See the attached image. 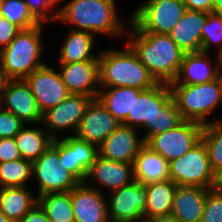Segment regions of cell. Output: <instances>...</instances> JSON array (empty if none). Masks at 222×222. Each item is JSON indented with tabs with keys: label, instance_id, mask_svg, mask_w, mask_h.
Wrapping results in <instances>:
<instances>
[{
	"label": "cell",
	"instance_id": "1",
	"mask_svg": "<svg viewBox=\"0 0 222 222\" xmlns=\"http://www.w3.org/2000/svg\"><path fill=\"white\" fill-rule=\"evenodd\" d=\"M127 44L158 83L170 84L178 75L184 52L167 34L142 33L132 22Z\"/></svg>",
	"mask_w": 222,
	"mask_h": 222
},
{
	"label": "cell",
	"instance_id": "42",
	"mask_svg": "<svg viewBox=\"0 0 222 222\" xmlns=\"http://www.w3.org/2000/svg\"><path fill=\"white\" fill-rule=\"evenodd\" d=\"M188 10L212 13V0H182Z\"/></svg>",
	"mask_w": 222,
	"mask_h": 222
},
{
	"label": "cell",
	"instance_id": "24",
	"mask_svg": "<svg viewBox=\"0 0 222 222\" xmlns=\"http://www.w3.org/2000/svg\"><path fill=\"white\" fill-rule=\"evenodd\" d=\"M133 167L135 181L143 185L170 179L169 162L146 144L136 155Z\"/></svg>",
	"mask_w": 222,
	"mask_h": 222
},
{
	"label": "cell",
	"instance_id": "43",
	"mask_svg": "<svg viewBox=\"0 0 222 222\" xmlns=\"http://www.w3.org/2000/svg\"><path fill=\"white\" fill-rule=\"evenodd\" d=\"M10 80L11 79L7 76L5 70L2 68V65L0 63V98Z\"/></svg>",
	"mask_w": 222,
	"mask_h": 222
},
{
	"label": "cell",
	"instance_id": "37",
	"mask_svg": "<svg viewBox=\"0 0 222 222\" xmlns=\"http://www.w3.org/2000/svg\"><path fill=\"white\" fill-rule=\"evenodd\" d=\"M28 5L29 11L40 22L46 20L54 21L57 19V11L55 10L52 15H47L53 9L55 4L61 0H24ZM52 8V9H50Z\"/></svg>",
	"mask_w": 222,
	"mask_h": 222
},
{
	"label": "cell",
	"instance_id": "45",
	"mask_svg": "<svg viewBox=\"0 0 222 222\" xmlns=\"http://www.w3.org/2000/svg\"><path fill=\"white\" fill-rule=\"evenodd\" d=\"M212 13L222 14V0H212Z\"/></svg>",
	"mask_w": 222,
	"mask_h": 222
},
{
	"label": "cell",
	"instance_id": "14",
	"mask_svg": "<svg viewBox=\"0 0 222 222\" xmlns=\"http://www.w3.org/2000/svg\"><path fill=\"white\" fill-rule=\"evenodd\" d=\"M171 96L170 85L165 83H158L147 90L133 88L132 115H127L126 125L136 129L153 125L157 109Z\"/></svg>",
	"mask_w": 222,
	"mask_h": 222
},
{
	"label": "cell",
	"instance_id": "28",
	"mask_svg": "<svg viewBox=\"0 0 222 222\" xmlns=\"http://www.w3.org/2000/svg\"><path fill=\"white\" fill-rule=\"evenodd\" d=\"M21 157L32 163L52 144L54 138L41 129L26 128V125L14 137Z\"/></svg>",
	"mask_w": 222,
	"mask_h": 222
},
{
	"label": "cell",
	"instance_id": "9",
	"mask_svg": "<svg viewBox=\"0 0 222 222\" xmlns=\"http://www.w3.org/2000/svg\"><path fill=\"white\" fill-rule=\"evenodd\" d=\"M203 124L184 120L177 127L152 136L145 144L165 160L180 158L201 140Z\"/></svg>",
	"mask_w": 222,
	"mask_h": 222
},
{
	"label": "cell",
	"instance_id": "30",
	"mask_svg": "<svg viewBox=\"0 0 222 222\" xmlns=\"http://www.w3.org/2000/svg\"><path fill=\"white\" fill-rule=\"evenodd\" d=\"M38 204L51 222H75L70 192L44 194L38 197Z\"/></svg>",
	"mask_w": 222,
	"mask_h": 222
},
{
	"label": "cell",
	"instance_id": "21",
	"mask_svg": "<svg viewBox=\"0 0 222 222\" xmlns=\"http://www.w3.org/2000/svg\"><path fill=\"white\" fill-rule=\"evenodd\" d=\"M207 16V12L187 9L167 35L184 53L199 52L202 46V27Z\"/></svg>",
	"mask_w": 222,
	"mask_h": 222
},
{
	"label": "cell",
	"instance_id": "12",
	"mask_svg": "<svg viewBox=\"0 0 222 222\" xmlns=\"http://www.w3.org/2000/svg\"><path fill=\"white\" fill-rule=\"evenodd\" d=\"M93 100L85 95L70 94L65 100L42 114V123L48 127V133L55 139L58 131L71 129L75 134L80 126L87 106ZM57 131V132H55Z\"/></svg>",
	"mask_w": 222,
	"mask_h": 222
},
{
	"label": "cell",
	"instance_id": "32",
	"mask_svg": "<svg viewBox=\"0 0 222 222\" xmlns=\"http://www.w3.org/2000/svg\"><path fill=\"white\" fill-rule=\"evenodd\" d=\"M201 140L206 146L211 167L218 174L222 171V120L204 124Z\"/></svg>",
	"mask_w": 222,
	"mask_h": 222
},
{
	"label": "cell",
	"instance_id": "22",
	"mask_svg": "<svg viewBox=\"0 0 222 222\" xmlns=\"http://www.w3.org/2000/svg\"><path fill=\"white\" fill-rule=\"evenodd\" d=\"M95 179L111 192L135 181L133 163H123L104 159L100 156L90 167L85 182Z\"/></svg>",
	"mask_w": 222,
	"mask_h": 222
},
{
	"label": "cell",
	"instance_id": "25",
	"mask_svg": "<svg viewBox=\"0 0 222 222\" xmlns=\"http://www.w3.org/2000/svg\"><path fill=\"white\" fill-rule=\"evenodd\" d=\"M37 203L38 197L26 187L0 188V210L10 222H19Z\"/></svg>",
	"mask_w": 222,
	"mask_h": 222
},
{
	"label": "cell",
	"instance_id": "13",
	"mask_svg": "<svg viewBox=\"0 0 222 222\" xmlns=\"http://www.w3.org/2000/svg\"><path fill=\"white\" fill-rule=\"evenodd\" d=\"M96 186L79 183L70 191L75 222H110L108 203ZM106 200V201H105Z\"/></svg>",
	"mask_w": 222,
	"mask_h": 222
},
{
	"label": "cell",
	"instance_id": "3",
	"mask_svg": "<svg viewBox=\"0 0 222 222\" xmlns=\"http://www.w3.org/2000/svg\"><path fill=\"white\" fill-rule=\"evenodd\" d=\"M114 0H70L57 9V21L75 26L73 30L120 36L124 32L116 15Z\"/></svg>",
	"mask_w": 222,
	"mask_h": 222
},
{
	"label": "cell",
	"instance_id": "38",
	"mask_svg": "<svg viewBox=\"0 0 222 222\" xmlns=\"http://www.w3.org/2000/svg\"><path fill=\"white\" fill-rule=\"evenodd\" d=\"M24 126L21 119L0 107V138L15 137Z\"/></svg>",
	"mask_w": 222,
	"mask_h": 222
},
{
	"label": "cell",
	"instance_id": "15",
	"mask_svg": "<svg viewBox=\"0 0 222 222\" xmlns=\"http://www.w3.org/2000/svg\"><path fill=\"white\" fill-rule=\"evenodd\" d=\"M59 154L66 169L80 182L84 183L87 173L99 156L98 146L76 135L59 138Z\"/></svg>",
	"mask_w": 222,
	"mask_h": 222
},
{
	"label": "cell",
	"instance_id": "39",
	"mask_svg": "<svg viewBox=\"0 0 222 222\" xmlns=\"http://www.w3.org/2000/svg\"><path fill=\"white\" fill-rule=\"evenodd\" d=\"M14 137L0 138V163L21 159Z\"/></svg>",
	"mask_w": 222,
	"mask_h": 222
},
{
	"label": "cell",
	"instance_id": "47",
	"mask_svg": "<svg viewBox=\"0 0 222 222\" xmlns=\"http://www.w3.org/2000/svg\"><path fill=\"white\" fill-rule=\"evenodd\" d=\"M0 222H10L9 219L0 210Z\"/></svg>",
	"mask_w": 222,
	"mask_h": 222
},
{
	"label": "cell",
	"instance_id": "19",
	"mask_svg": "<svg viewBox=\"0 0 222 222\" xmlns=\"http://www.w3.org/2000/svg\"><path fill=\"white\" fill-rule=\"evenodd\" d=\"M144 139L138 138L136 128L120 124L99 146V156L117 162L133 163Z\"/></svg>",
	"mask_w": 222,
	"mask_h": 222
},
{
	"label": "cell",
	"instance_id": "29",
	"mask_svg": "<svg viewBox=\"0 0 222 222\" xmlns=\"http://www.w3.org/2000/svg\"><path fill=\"white\" fill-rule=\"evenodd\" d=\"M100 90L97 99L121 124L126 125L127 115H132L133 88L111 87Z\"/></svg>",
	"mask_w": 222,
	"mask_h": 222
},
{
	"label": "cell",
	"instance_id": "31",
	"mask_svg": "<svg viewBox=\"0 0 222 222\" xmlns=\"http://www.w3.org/2000/svg\"><path fill=\"white\" fill-rule=\"evenodd\" d=\"M184 119L178 111L176 102L171 96L161 107H159L153 117V125H146V134L142 136L145 143L159 133L168 131L181 124Z\"/></svg>",
	"mask_w": 222,
	"mask_h": 222
},
{
	"label": "cell",
	"instance_id": "34",
	"mask_svg": "<svg viewBox=\"0 0 222 222\" xmlns=\"http://www.w3.org/2000/svg\"><path fill=\"white\" fill-rule=\"evenodd\" d=\"M0 15L20 29H29L40 24L24 0H1Z\"/></svg>",
	"mask_w": 222,
	"mask_h": 222
},
{
	"label": "cell",
	"instance_id": "41",
	"mask_svg": "<svg viewBox=\"0 0 222 222\" xmlns=\"http://www.w3.org/2000/svg\"><path fill=\"white\" fill-rule=\"evenodd\" d=\"M19 222H51L45 211L37 203Z\"/></svg>",
	"mask_w": 222,
	"mask_h": 222
},
{
	"label": "cell",
	"instance_id": "44",
	"mask_svg": "<svg viewBox=\"0 0 222 222\" xmlns=\"http://www.w3.org/2000/svg\"><path fill=\"white\" fill-rule=\"evenodd\" d=\"M152 222H181L173 215L158 216L151 219Z\"/></svg>",
	"mask_w": 222,
	"mask_h": 222
},
{
	"label": "cell",
	"instance_id": "27",
	"mask_svg": "<svg viewBox=\"0 0 222 222\" xmlns=\"http://www.w3.org/2000/svg\"><path fill=\"white\" fill-rule=\"evenodd\" d=\"M94 37L93 33L72 28L60 49L59 63L98 60V56L91 52Z\"/></svg>",
	"mask_w": 222,
	"mask_h": 222
},
{
	"label": "cell",
	"instance_id": "35",
	"mask_svg": "<svg viewBox=\"0 0 222 222\" xmlns=\"http://www.w3.org/2000/svg\"><path fill=\"white\" fill-rule=\"evenodd\" d=\"M219 47V55H222V14L208 13L202 27V52H209L212 44Z\"/></svg>",
	"mask_w": 222,
	"mask_h": 222
},
{
	"label": "cell",
	"instance_id": "23",
	"mask_svg": "<svg viewBox=\"0 0 222 222\" xmlns=\"http://www.w3.org/2000/svg\"><path fill=\"white\" fill-rule=\"evenodd\" d=\"M209 189L196 186H177L171 215L181 222H201Z\"/></svg>",
	"mask_w": 222,
	"mask_h": 222
},
{
	"label": "cell",
	"instance_id": "8",
	"mask_svg": "<svg viewBox=\"0 0 222 222\" xmlns=\"http://www.w3.org/2000/svg\"><path fill=\"white\" fill-rule=\"evenodd\" d=\"M186 10L182 0H146L129 19L142 33L168 34Z\"/></svg>",
	"mask_w": 222,
	"mask_h": 222
},
{
	"label": "cell",
	"instance_id": "36",
	"mask_svg": "<svg viewBox=\"0 0 222 222\" xmlns=\"http://www.w3.org/2000/svg\"><path fill=\"white\" fill-rule=\"evenodd\" d=\"M201 222H222V194L214 188L207 192Z\"/></svg>",
	"mask_w": 222,
	"mask_h": 222
},
{
	"label": "cell",
	"instance_id": "18",
	"mask_svg": "<svg viewBox=\"0 0 222 222\" xmlns=\"http://www.w3.org/2000/svg\"><path fill=\"white\" fill-rule=\"evenodd\" d=\"M120 124L98 99H93L87 106L75 135L99 146Z\"/></svg>",
	"mask_w": 222,
	"mask_h": 222
},
{
	"label": "cell",
	"instance_id": "2",
	"mask_svg": "<svg viewBox=\"0 0 222 222\" xmlns=\"http://www.w3.org/2000/svg\"><path fill=\"white\" fill-rule=\"evenodd\" d=\"M124 50H105L98 56L99 86L147 90L158 84L137 54L125 43Z\"/></svg>",
	"mask_w": 222,
	"mask_h": 222
},
{
	"label": "cell",
	"instance_id": "6",
	"mask_svg": "<svg viewBox=\"0 0 222 222\" xmlns=\"http://www.w3.org/2000/svg\"><path fill=\"white\" fill-rule=\"evenodd\" d=\"M169 176L177 186L214 188L216 174L202 140L183 156L169 162Z\"/></svg>",
	"mask_w": 222,
	"mask_h": 222
},
{
	"label": "cell",
	"instance_id": "46",
	"mask_svg": "<svg viewBox=\"0 0 222 222\" xmlns=\"http://www.w3.org/2000/svg\"><path fill=\"white\" fill-rule=\"evenodd\" d=\"M214 189H216L220 194H222V171L216 174V182Z\"/></svg>",
	"mask_w": 222,
	"mask_h": 222
},
{
	"label": "cell",
	"instance_id": "48",
	"mask_svg": "<svg viewBox=\"0 0 222 222\" xmlns=\"http://www.w3.org/2000/svg\"><path fill=\"white\" fill-rule=\"evenodd\" d=\"M133 222V221H132ZM136 222H152L151 219H147V218H141L139 220H136Z\"/></svg>",
	"mask_w": 222,
	"mask_h": 222
},
{
	"label": "cell",
	"instance_id": "49",
	"mask_svg": "<svg viewBox=\"0 0 222 222\" xmlns=\"http://www.w3.org/2000/svg\"><path fill=\"white\" fill-rule=\"evenodd\" d=\"M219 78H220V80L222 82V62H221V66H220Z\"/></svg>",
	"mask_w": 222,
	"mask_h": 222
},
{
	"label": "cell",
	"instance_id": "20",
	"mask_svg": "<svg viewBox=\"0 0 222 222\" xmlns=\"http://www.w3.org/2000/svg\"><path fill=\"white\" fill-rule=\"evenodd\" d=\"M207 52L185 53L175 80L169 85H198L219 78L221 58L218 54L216 69L212 67Z\"/></svg>",
	"mask_w": 222,
	"mask_h": 222
},
{
	"label": "cell",
	"instance_id": "26",
	"mask_svg": "<svg viewBox=\"0 0 222 222\" xmlns=\"http://www.w3.org/2000/svg\"><path fill=\"white\" fill-rule=\"evenodd\" d=\"M176 188L177 185L170 179L146 185L147 198L144 218L152 219L170 215Z\"/></svg>",
	"mask_w": 222,
	"mask_h": 222
},
{
	"label": "cell",
	"instance_id": "16",
	"mask_svg": "<svg viewBox=\"0 0 222 222\" xmlns=\"http://www.w3.org/2000/svg\"><path fill=\"white\" fill-rule=\"evenodd\" d=\"M60 76L70 94L85 95L97 99L99 89V62L86 60L60 63Z\"/></svg>",
	"mask_w": 222,
	"mask_h": 222
},
{
	"label": "cell",
	"instance_id": "17",
	"mask_svg": "<svg viewBox=\"0 0 222 222\" xmlns=\"http://www.w3.org/2000/svg\"><path fill=\"white\" fill-rule=\"evenodd\" d=\"M7 106L4 110L10 111L26 125L30 123H41L42 113L36 100L24 79L10 80L3 91L0 104Z\"/></svg>",
	"mask_w": 222,
	"mask_h": 222
},
{
	"label": "cell",
	"instance_id": "40",
	"mask_svg": "<svg viewBox=\"0 0 222 222\" xmlns=\"http://www.w3.org/2000/svg\"><path fill=\"white\" fill-rule=\"evenodd\" d=\"M21 29L0 15V50L6 48Z\"/></svg>",
	"mask_w": 222,
	"mask_h": 222
},
{
	"label": "cell",
	"instance_id": "5",
	"mask_svg": "<svg viewBox=\"0 0 222 222\" xmlns=\"http://www.w3.org/2000/svg\"><path fill=\"white\" fill-rule=\"evenodd\" d=\"M170 88L182 118L203 125L222 101L220 78L198 85H170Z\"/></svg>",
	"mask_w": 222,
	"mask_h": 222
},
{
	"label": "cell",
	"instance_id": "11",
	"mask_svg": "<svg viewBox=\"0 0 222 222\" xmlns=\"http://www.w3.org/2000/svg\"><path fill=\"white\" fill-rule=\"evenodd\" d=\"M108 203L110 222H135L144 218L146 185L137 181L114 190Z\"/></svg>",
	"mask_w": 222,
	"mask_h": 222
},
{
	"label": "cell",
	"instance_id": "7",
	"mask_svg": "<svg viewBox=\"0 0 222 222\" xmlns=\"http://www.w3.org/2000/svg\"><path fill=\"white\" fill-rule=\"evenodd\" d=\"M32 175L38 181V196L47 193L70 192L80 182L66 169L59 154V139L32 163Z\"/></svg>",
	"mask_w": 222,
	"mask_h": 222
},
{
	"label": "cell",
	"instance_id": "4",
	"mask_svg": "<svg viewBox=\"0 0 222 222\" xmlns=\"http://www.w3.org/2000/svg\"><path fill=\"white\" fill-rule=\"evenodd\" d=\"M40 23L29 29H21L10 44L0 50V63L11 80L25 79L44 66L42 54V28Z\"/></svg>",
	"mask_w": 222,
	"mask_h": 222
},
{
	"label": "cell",
	"instance_id": "33",
	"mask_svg": "<svg viewBox=\"0 0 222 222\" xmlns=\"http://www.w3.org/2000/svg\"><path fill=\"white\" fill-rule=\"evenodd\" d=\"M32 162L24 160H11L0 163V187H26L32 177Z\"/></svg>",
	"mask_w": 222,
	"mask_h": 222
},
{
	"label": "cell",
	"instance_id": "10",
	"mask_svg": "<svg viewBox=\"0 0 222 222\" xmlns=\"http://www.w3.org/2000/svg\"><path fill=\"white\" fill-rule=\"evenodd\" d=\"M24 80L29 85L42 114L70 95L60 73L46 63L41 68L33 71Z\"/></svg>",
	"mask_w": 222,
	"mask_h": 222
}]
</instances>
